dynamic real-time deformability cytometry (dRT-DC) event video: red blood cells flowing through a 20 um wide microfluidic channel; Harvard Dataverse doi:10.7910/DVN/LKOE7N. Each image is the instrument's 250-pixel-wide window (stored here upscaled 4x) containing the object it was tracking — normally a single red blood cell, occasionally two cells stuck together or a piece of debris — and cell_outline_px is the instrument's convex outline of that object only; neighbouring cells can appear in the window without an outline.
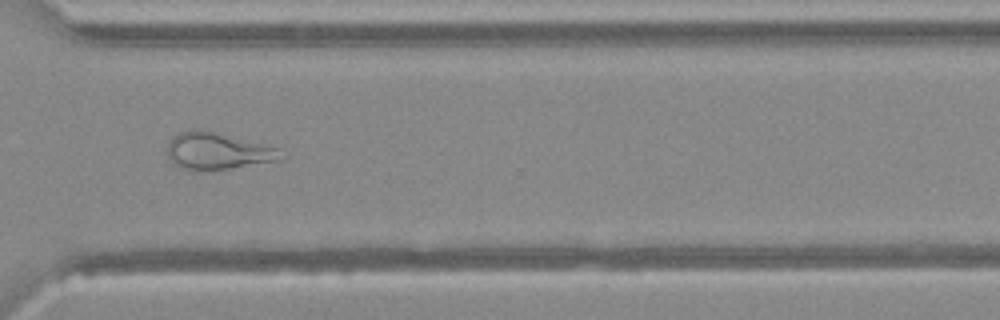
{"species": "Egyptian fruit bat (a non-hibernating species)", "species_latin": "Rousettus aegyptiacus", "temperature_condition": "warm", "stored_images_in_passage": 47, "camera_frame_rate_fps": 3000, "um_per_image_px": 0.085, "animal": {"sex": "female"}, "frame": {"image": 1, "passage_image": 35, "time_ms": 11.333, "image_size_px": [1000, 320], "cell_outline_px": [[288, 156], [280, 160], [208, 172], [196, 172], [172, 164], [168, 156], [168, 140], [172, 136], [180, 132], [192, 128], [200, 128], [280, 148]], "centroid_in_image_um": [18.5, 12.85], "position_along_channel_um": 352.1, "area_um2": 25.2}}
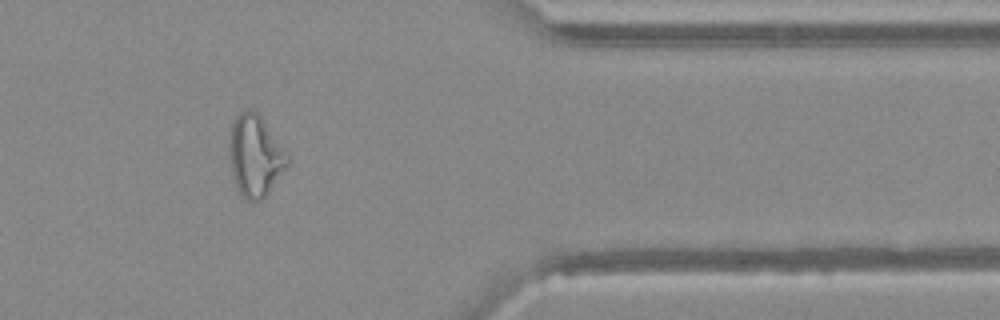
{"frame": {"image": 2, "passage_image": 39, "time_ms": 12.667, "image_size_px": [1000, 320], "cell_outline_px": [[288, 164], [268, 192], [260, 200], [252, 204], [236, 188], [232, 176], [228, 152], [228, 144], [232, 120], [240, 112], [248, 108], [256, 112], [260, 116], [284, 148], [288, 156]], "centroid_in_image_um": [21.64, 13.23], "position_along_channel_um": 389.8, "area_um2": 27.57}}
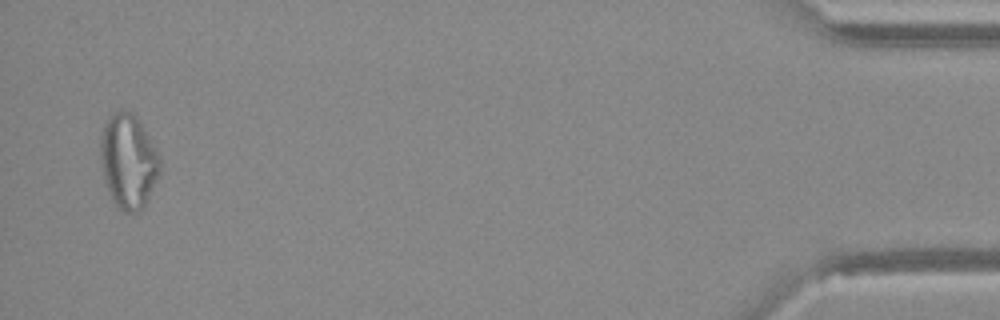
{"frame": {"image": 3, "passage_image": 46, "time_ms": 15.0, "image_size_px": [1000, 320], "cell_outline_px": [[160, 172], [144, 204], [136, 212], [124, 212], [112, 200], [104, 180], [100, 160], [100, 136], [104, 124], [116, 112], [124, 108], [128, 108], [136, 116], [156, 148], [160, 156]], "centroid_in_image_um": [10.89, 13.66], "position_along_channel_um": 424.3, "area_um2": 32.48}}